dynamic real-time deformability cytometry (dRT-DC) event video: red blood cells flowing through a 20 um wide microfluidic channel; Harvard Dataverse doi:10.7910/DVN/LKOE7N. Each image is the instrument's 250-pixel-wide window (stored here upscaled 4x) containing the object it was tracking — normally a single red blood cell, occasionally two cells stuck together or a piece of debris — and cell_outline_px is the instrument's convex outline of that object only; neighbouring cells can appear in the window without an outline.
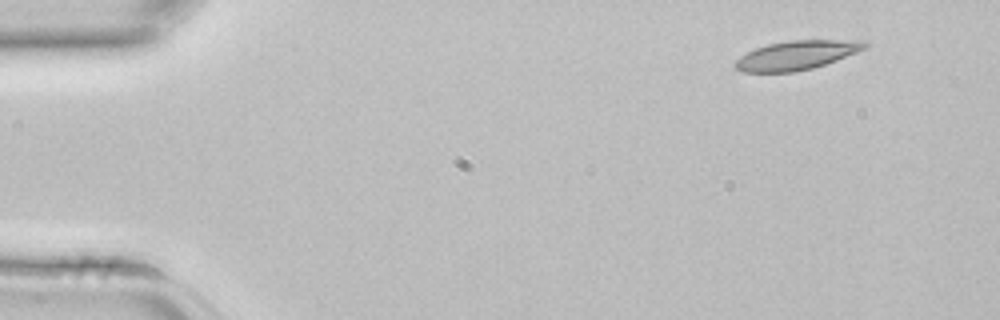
{"species": "common noctule bat (a hibernating species)", "species_latin": "Nyctalus noctula", "temperature_condition": "room temperature", "stored_images_in_passage": 4, "camera_frame_rate_fps": 3000, "um_per_image_px": 0.085, "animal": {"sex": "female", "body_mass_g": 22.7, "forearm_length_mm": 54.2}, "frame": {"image": 1, "passage_image": 1, "time_ms": 0.0, "image_size_px": [1000, 320], "cell_outline_px": [[868, 44], [864, 48], [856, 52], [836, 60], [812, 68], [796, 72], [740, 72], [732, 64], [740, 56], [756, 48], [768, 44], [792, 40], [864, 40]], "centroid_in_image_um": [67.67, 4.7], "position_along_channel_um": 17.3, "area_um2": 21.79}}